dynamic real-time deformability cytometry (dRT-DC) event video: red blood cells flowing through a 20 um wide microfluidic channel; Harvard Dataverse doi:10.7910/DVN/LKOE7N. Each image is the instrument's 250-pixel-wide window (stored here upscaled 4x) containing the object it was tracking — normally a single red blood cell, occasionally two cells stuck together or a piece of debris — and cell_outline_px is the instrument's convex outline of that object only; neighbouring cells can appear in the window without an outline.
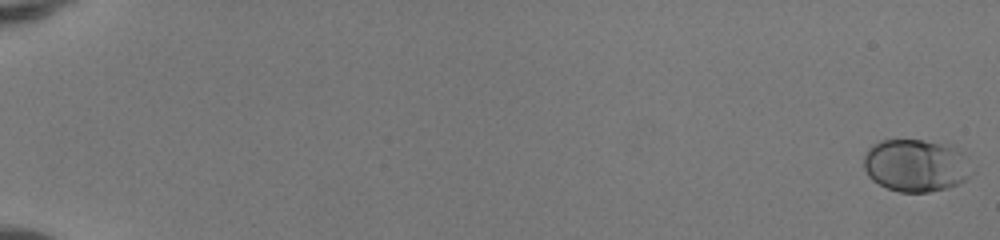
{"species": "human", "species_latin": "Homo sapiens", "temperature_condition": "room temperature", "stored_images_in_passage": 52, "camera_frame_rate_fps": 3000, "um_per_image_px": 0.085, "donor": {"sex": "female"}, "frame": {"image": 1, "passage_image": 1, "time_ms": 0.0, "image_size_px": [1000, 240], "cell_outline_px": [[976, 172], [968, 180], [948, 188], [928, 192], [900, 192], [888, 188], [872, 180], [868, 176], [864, 168], [864, 152], [872, 144], [880, 140], [924, 140], [952, 144], [964, 152]], "centroid_in_image_um": [77.93, 14.05], "position_along_channel_um": 7.1, "area_um2": 34.04}}
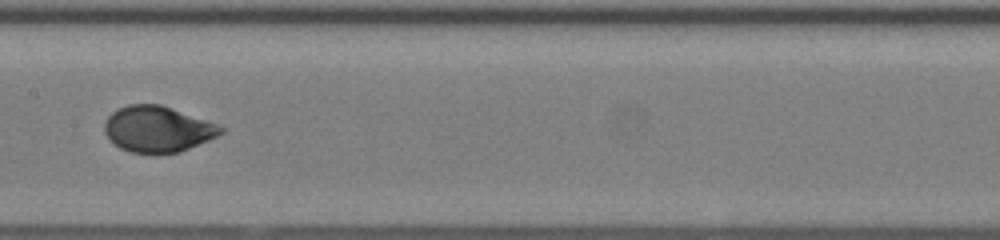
{"frame": {"image": 2, "passage_image": 30, "time_ms": 9.667, "image_size_px": [1000, 240], "cell_outline_px": [[228, 128], [224, 132], [208, 140], [180, 152], [156, 156], [132, 152], [120, 148], [108, 140], [104, 132], [104, 124], [108, 116], [112, 112], [128, 104], [160, 104]], "centroid_in_image_um": [13.38, 11.01], "position_along_channel_um": 194.0, "area_um2": 31.56}}
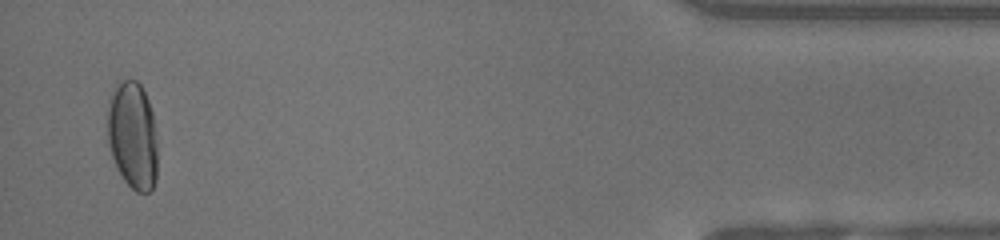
{"frame": {"image": 3, "passage_image": 51, "time_ms": 16.667, "image_size_px": [1000, 240], "cell_outline_px": [[156, 180], [152, 188], [148, 192], [136, 192], [124, 180], [112, 156], [108, 144], [108, 108], [112, 92], [116, 84], [120, 80], [136, 80], [140, 84], [148, 100], [152, 112], [156, 140]], "centroid_in_image_um": [11.27, 11.5], "position_along_channel_um": 423.9, "area_um2": 31.04}, "authors_computed_cell_mechanics": {"area_um2": 31.212, "velocity_mm_per_s": 4.1731, "shape_relaxation_time_tau1_ms": 3.3334, "shape_relaxation_time_tau2_ms": null, "deformation_change_tau1": 0.1552, "deformation_change_tau2": null}}